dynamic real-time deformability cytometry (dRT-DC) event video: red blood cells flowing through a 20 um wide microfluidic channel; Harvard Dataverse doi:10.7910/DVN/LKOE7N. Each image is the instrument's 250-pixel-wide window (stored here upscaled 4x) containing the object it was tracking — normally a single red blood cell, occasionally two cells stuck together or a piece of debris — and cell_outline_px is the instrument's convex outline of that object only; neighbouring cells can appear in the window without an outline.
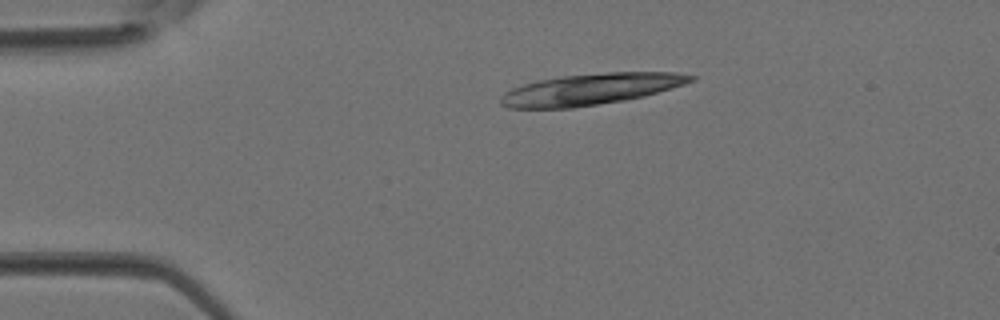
{"species": "Egyptian fruit bat (a non-hibernating species)", "species_latin": "Rousettus aegyptiacus", "temperature_condition": "room temperature", "stored_images_in_passage": 3, "camera_frame_rate_fps": 3000, "um_per_image_px": 0.085, "animal": {"sex": "female"}, "frame": {"image": 1, "passage_image": 1, "time_ms": 0.0, "image_size_px": [1000, 320], "cell_outline_px": [[696, 80], [684, 84], [644, 96], [624, 100], [572, 108], [508, 108], [500, 104], [500, 96], [504, 92], [512, 88], [524, 84], [540, 80], [560, 76], [604, 72], [676, 72], [696, 76]], "centroid_in_image_um": [50.2, 7.58], "position_along_channel_um": 34.8, "area_um2": 34.62}}
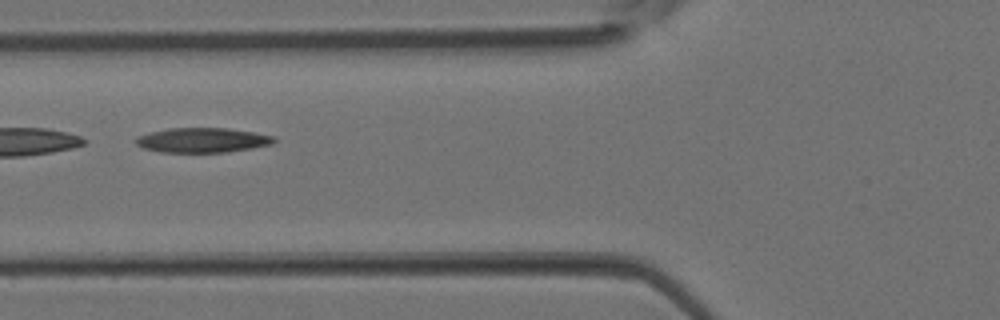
{"frame": {"image": 2, "passage_image": 3, "time_ms": 0.667, "image_size_px": [1000, 320], "cell_outline_px": [[276, 140], [272, 144], [252, 148], [228, 152], [160, 152], [144, 148], [136, 144], [136, 136], [148, 132], [168, 128], [228, 128], [276, 136]], "centroid_in_image_um": [17.2, 11.91], "position_along_channel_um": 108.6, "area_um2": 20.0}}